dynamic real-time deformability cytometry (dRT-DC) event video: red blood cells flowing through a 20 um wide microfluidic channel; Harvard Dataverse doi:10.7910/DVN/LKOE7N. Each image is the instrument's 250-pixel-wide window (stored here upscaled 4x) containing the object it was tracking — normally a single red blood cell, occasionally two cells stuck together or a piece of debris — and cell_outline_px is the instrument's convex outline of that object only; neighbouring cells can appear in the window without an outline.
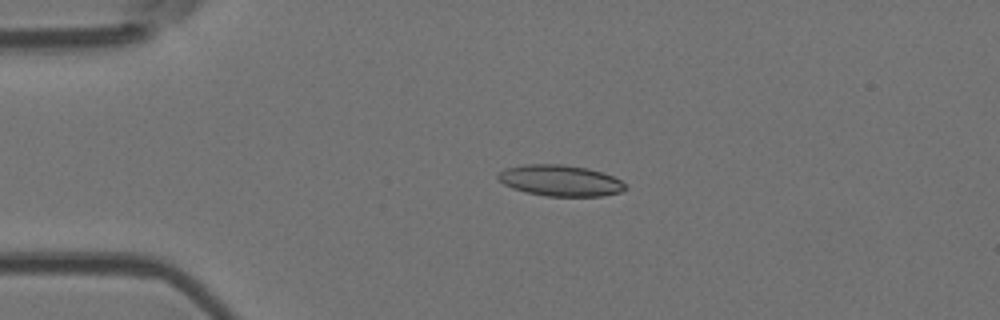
{"species": "Egyptian fruit bat (a non-hibernating species)", "species_latin": "Rousettus aegyptiacus", "temperature_condition": "room temperature", "stored_images_in_passage": 5, "camera_frame_rate_fps": 3000, "um_per_image_px": 0.085, "animal": {"sex": "female"}, "frame": {"image": 1, "passage_image": 4, "time_ms": 3.333, "image_size_px": [1000, 320], "cell_outline_px": [[628, 188], [620, 192], [604, 196], [544, 196], [524, 192], [512, 188], [504, 184], [496, 176], [504, 168], [524, 164], [564, 164], [588, 168], [604, 172], [620, 180]], "centroid_in_image_um": [47.62, 15.34], "position_along_channel_um": 37.4, "area_um2": 23.29}}